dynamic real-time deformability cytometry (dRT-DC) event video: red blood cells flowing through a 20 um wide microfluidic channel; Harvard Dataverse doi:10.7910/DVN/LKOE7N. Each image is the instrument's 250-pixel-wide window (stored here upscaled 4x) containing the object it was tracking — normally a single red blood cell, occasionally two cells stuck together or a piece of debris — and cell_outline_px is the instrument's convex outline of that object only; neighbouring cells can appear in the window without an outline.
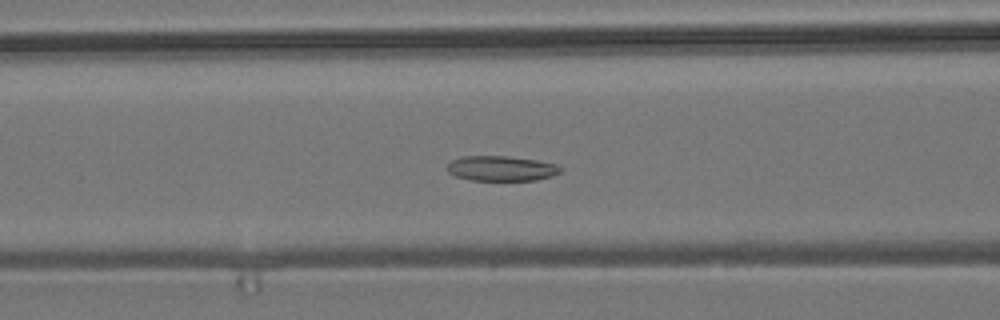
{"species": "common noctule bat (a hibernating species)", "species_latin": "Nyctalus noctula", "temperature_condition": "room temperature", "stored_images_in_passage": 56, "camera_frame_rate_fps": 3000, "um_per_image_px": 0.085, "animal": {"sex": "male", "body_mass_g": 19.2, "forearm_length_mm": 51.8}, "frame": {"image": 1, "passage_image": 23, "time_ms": 7.333, "image_size_px": [1000, 320], "cell_outline_px": [[564, 168], [560, 172], [552, 176], [536, 180], [472, 180], [456, 176], [448, 172], [448, 164], [452, 160], [464, 156], [508, 156], [536, 160], [560, 164]], "centroid_in_image_um": [42.68, 14.31], "position_along_channel_um": 123.9, "area_um2": 16.59}}
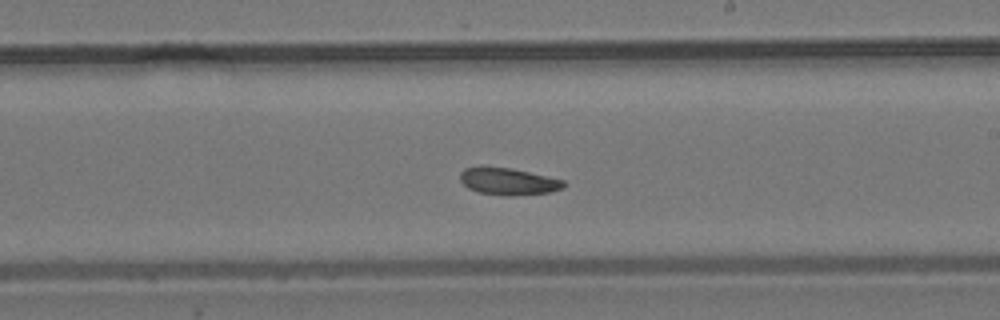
{"frame": {"image": 2, "passage_image": 33, "time_ms": 10.667, "image_size_px": [1000, 320], "cell_outline_px": [[564, 188], [548, 192], [512, 196], [504, 196], [480, 192], [468, 188], [460, 180], [460, 172], [464, 168], [512, 168], [564, 180]], "centroid_in_image_um": [43.22, 15.44], "position_along_channel_um": 245.8, "area_um2": 15.95}}
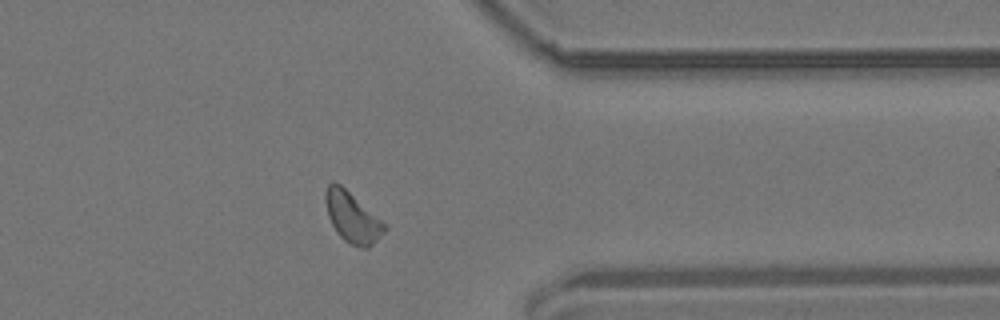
{"frame": {"image": 3, "passage_image": 45, "time_ms": 14.667, "image_size_px": [1000, 320], "cell_outline_px": [[388, 228], [368, 248], [360, 248], [344, 240], [340, 236], [332, 224], [328, 216], [324, 200], [324, 192], [328, 184], [332, 180], [340, 184], [380, 220]], "centroid_in_image_um": [29.89, 18.46], "position_along_channel_um": 381.5, "area_um2": 16.94}}